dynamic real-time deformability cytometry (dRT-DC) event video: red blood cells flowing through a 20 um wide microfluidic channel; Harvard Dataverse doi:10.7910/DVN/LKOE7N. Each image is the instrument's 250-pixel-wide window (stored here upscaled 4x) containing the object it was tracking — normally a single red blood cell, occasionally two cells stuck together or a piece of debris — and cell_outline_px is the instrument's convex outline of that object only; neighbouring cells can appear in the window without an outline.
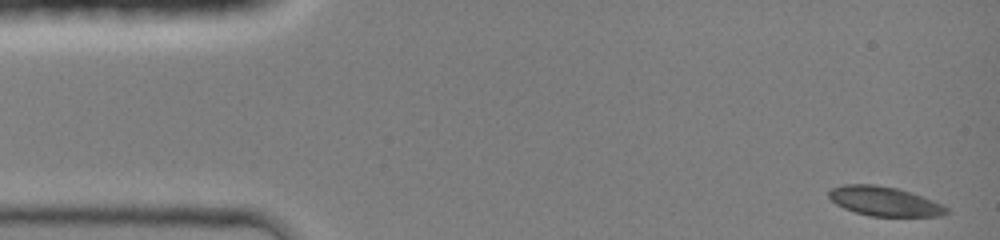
{"species": "common noctule bat (a hibernating species)", "species_latin": "Nyctalus noctula", "temperature_condition": "room temperature", "stored_images_in_passage": 42, "camera_frame_rate_fps": 3000, "um_per_image_px": 0.085, "animal": {"sex": "female", "body_mass_g": 19.0, "forearm_length_mm": 51.5}, "frame": {"image": 1, "passage_image": 1, "time_ms": 0.0, "image_size_px": [1000, 240], "cell_outline_px": [[948, 212], [940, 216], [872, 216], [856, 212], [844, 208], [836, 204], [828, 196], [828, 192], [832, 188], [844, 184], [876, 184], [896, 188], [912, 192], [944, 204], [948, 208]], "centroid_in_image_um": [75.2, 17.1], "position_along_channel_um": 9.8, "area_um2": 20.17}}
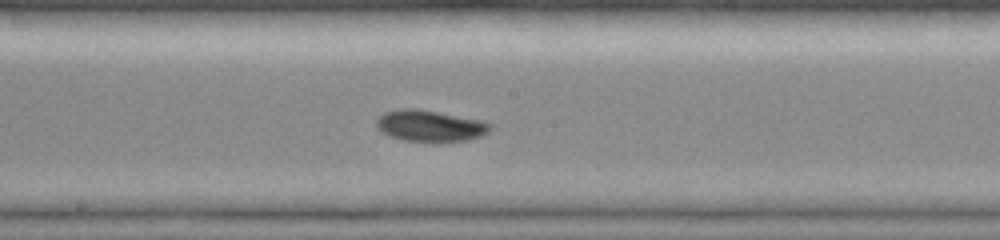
{"frame": {"image": 2, "passage_image": 23, "time_ms": 7.333, "image_size_px": [1000, 240], "cell_outline_px": [[492, 128], [488, 132], [480, 136], [468, 140], [440, 144], [404, 140], [392, 136], [376, 128], [376, 120], [384, 112], [400, 108], [420, 108], [480, 120], [492, 124]], "centroid_in_image_um": [36.57, 10.71], "position_along_channel_um": 211.6, "area_um2": 21.33}}
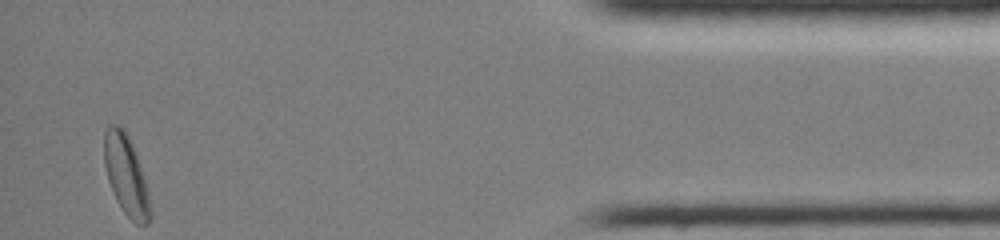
{"frame": {"image": 3, "passage_image": 42, "time_ms": 13.667, "image_size_px": [1000, 240], "cell_outline_px": [[152, 220], [148, 224], [136, 224], [124, 212], [116, 200], [108, 180], [104, 164], [104, 132], [108, 124], [116, 124], [124, 128], [128, 136], [136, 156], [148, 192], [152, 212]], "centroid_in_image_um": [10.71, 14.91], "position_along_channel_um": 424.5, "area_um2": 21.27}, "authors_computed_cell_mechanics": {"area_um2": 20.1722, "velocity_mm_per_s": 4.2424, "shape_relaxation_time_tau1_ms": 4.7904, "shape_relaxation_time_tau2_ms": null, "deformation_change_tau1": 0.1022, "deformation_change_tau2": null}}